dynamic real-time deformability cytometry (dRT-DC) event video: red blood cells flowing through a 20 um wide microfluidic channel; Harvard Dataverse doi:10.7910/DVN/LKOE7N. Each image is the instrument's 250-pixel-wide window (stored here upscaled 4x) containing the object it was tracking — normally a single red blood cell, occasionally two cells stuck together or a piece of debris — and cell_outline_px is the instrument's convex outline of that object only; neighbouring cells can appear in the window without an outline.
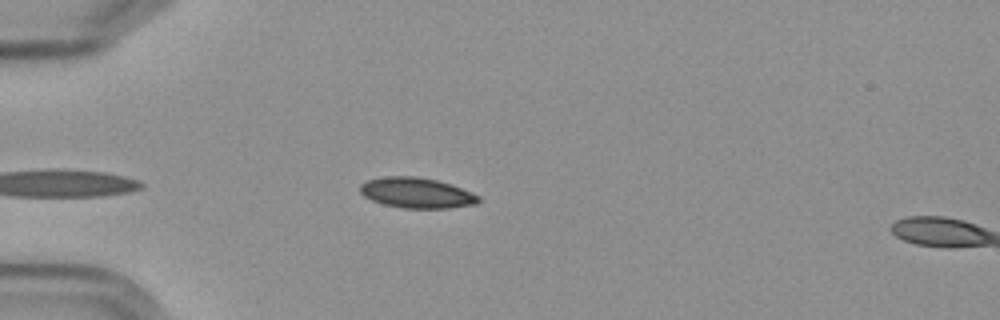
{"species": "Egyptian fruit bat (a non-hibernating species)", "species_latin": "Rousettus aegyptiacus", "temperature_condition": "cold", "stored_images_in_passage": 4, "camera_frame_rate_fps": 3000, "um_per_image_px": 0.085, "frame": {"image": 1, "passage_image": 4, "time_ms": 4.333, "image_size_px": [1000, 320], "cell_outline_px": [[480, 200], [476, 204], [448, 208], [404, 208], [384, 204], [372, 200], [364, 196], [360, 192], [360, 184], [368, 180], [384, 176], [416, 176], [436, 180], [452, 184], [472, 192], [480, 196]], "centroid_in_image_um": [35.43, 16.39], "position_along_channel_um": 49.6, "area_um2": 21.04}}